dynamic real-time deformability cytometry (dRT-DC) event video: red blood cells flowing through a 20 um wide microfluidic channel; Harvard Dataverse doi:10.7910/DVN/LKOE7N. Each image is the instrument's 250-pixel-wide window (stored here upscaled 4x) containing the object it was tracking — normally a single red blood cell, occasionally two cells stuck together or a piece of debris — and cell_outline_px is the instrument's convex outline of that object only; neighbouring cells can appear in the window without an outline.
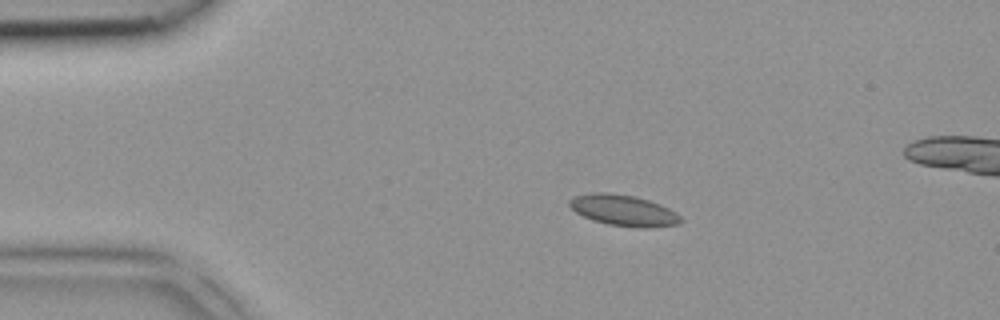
{"species": "common noctule bat (a hibernating species)", "species_latin": "Nyctalus noctula", "temperature_condition": "room temperature", "stored_images_in_passage": 4, "camera_frame_rate_fps": 3000, "um_per_image_px": 0.085, "animal": {"sex": "female", "body_mass_g": 18.4}, "frame": {"image": 1, "passage_image": 2, "time_ms": 0.333, "image_size_px": [1000, 320], "cell_outline_px": [[684, 220], [680, 224], [644, 228], [636, 228], [608, 224], [592, 220], [576, 212], [568, 204], [568, 200], [572, 196], [592, 192], [608, 192], [632, 196], [648, 200], [660, 204], [676, 212]], "centroid_in_image_um": [52.99, 17.88], "position_along_channel_um": 32.0, "area_um2": 20.23}}